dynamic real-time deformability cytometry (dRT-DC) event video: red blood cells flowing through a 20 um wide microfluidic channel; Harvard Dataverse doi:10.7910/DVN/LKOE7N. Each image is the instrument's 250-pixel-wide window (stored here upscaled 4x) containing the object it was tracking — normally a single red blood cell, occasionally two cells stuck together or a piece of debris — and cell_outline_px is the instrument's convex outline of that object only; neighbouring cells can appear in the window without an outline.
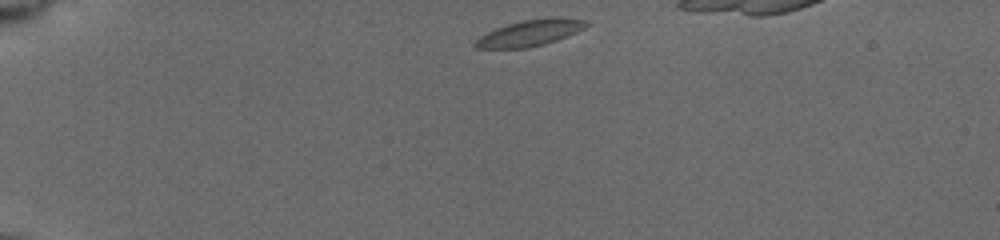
{"species": "common noctule bat (a hibernating species)", "species_latin": "Nyctalus noctula", "temperature_condition": "cold", "stored_images_in_passage": 3, "camera_frame_rate_fps": 3000, "um_per_image_px": 0.085, "animal": {"sex": "female", "body_mass_g": 19.5, "forearm_length_mm": 54.1}, "frame": {"image": 1, "passage_image": 1, "time_ms": 0.0, "image_size_px": [1000, 240], "cell_outline_px": [[588, 24], [584, 28], [556, 40], [544, 44], [528, 48], [476, 48], [472, 44], [480, 36], [496, 28], [508, 24], [524, 20], [556, 16], [560, 16], [588, 20]], "centroid_in_image_um": [45.07, 2.78], "position_along_channel_um": 39.9, "area_um2": 16.88}}